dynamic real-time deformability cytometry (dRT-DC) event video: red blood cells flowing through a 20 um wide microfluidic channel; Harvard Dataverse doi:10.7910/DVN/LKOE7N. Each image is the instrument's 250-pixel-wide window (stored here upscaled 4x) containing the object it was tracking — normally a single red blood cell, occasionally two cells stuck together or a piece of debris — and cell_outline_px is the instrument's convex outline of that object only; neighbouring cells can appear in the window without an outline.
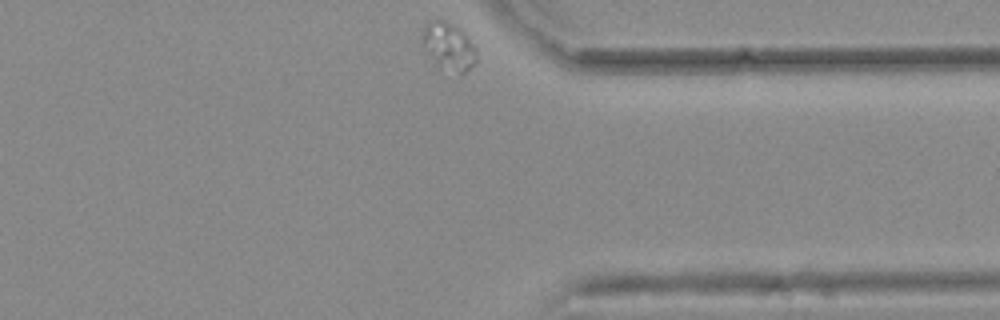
{"species": "common noctule bat (a hibernating species)", "species_latin": "Nyctalus noctula", "temperature_condition": "warm", "stored_images_in_passage": 38, "camera_frame_rate_fps": 3000, "um_per_image_px": 0.085, "animal": {"sex": "female", "body_mass_g": 25.1}, "frame": {"image": 1, "passage_image": 38, "time_ms": 12.333, "image_size_px": [1000, 320], "cell_outline_px": [[476, 60], [460, 76], [436, 64], [420, 40], [424, 28], [432, 20], [444, 20], [452, 24], [464, 32], [476, 48]], "centroid_in_image_um": [38.14, 3.94], "position_along_channel_um": 373.3, "area_um2": 14.74}}